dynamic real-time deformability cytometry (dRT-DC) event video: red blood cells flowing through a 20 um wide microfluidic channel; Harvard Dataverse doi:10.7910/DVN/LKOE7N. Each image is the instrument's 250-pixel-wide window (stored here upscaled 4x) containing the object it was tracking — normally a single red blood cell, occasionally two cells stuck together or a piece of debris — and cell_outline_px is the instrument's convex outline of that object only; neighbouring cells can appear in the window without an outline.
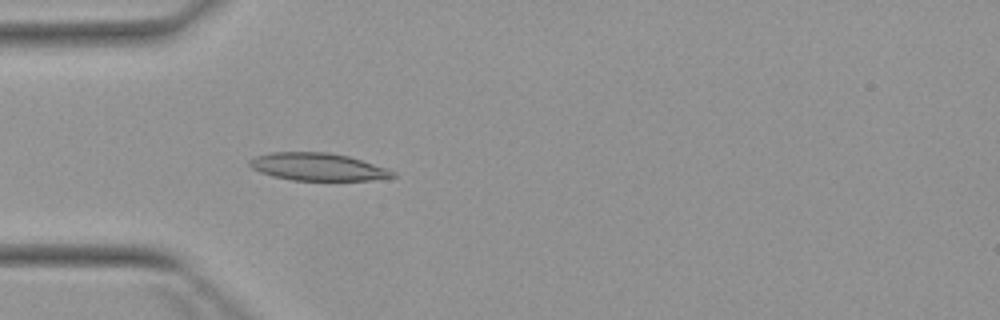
{"species": "Egyptian fruit bat (a non-hibernating species)", "species_latin": "Rousettus aegyptiacus", "temperature_condition": "warm", "stored_images_in_passage": 4, "camera_frame_rate_fps": 3000, "um_per_image_px": 0.085, "animal": {"sex": "female"}, "frame": {"image": 1, "passage_image": 4, "time_ms": 3.667, "image_size_px": [1000, 320], "cell_outline_px": [[396, 176], [368, 180], [292, 180], [272, 176], [260, 172], [252, 168], [248, 164], [248, 160], [256, 156], [272, 152], [328, 152], [348, 156], [388, 168], [396, 172]], "centroid_in_image_um": [26.99, 14.17], "position_along_channel_um": 58.0, "area_um2": 22.95}}